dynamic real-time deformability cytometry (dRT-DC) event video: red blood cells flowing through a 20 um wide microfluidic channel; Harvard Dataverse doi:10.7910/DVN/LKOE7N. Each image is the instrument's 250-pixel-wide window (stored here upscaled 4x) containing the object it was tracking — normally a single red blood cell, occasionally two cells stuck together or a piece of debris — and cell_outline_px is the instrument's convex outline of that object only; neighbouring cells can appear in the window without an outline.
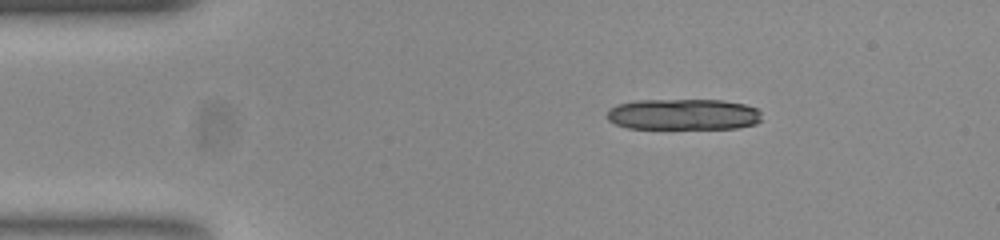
{"species": "common noctule bat (a hibernating species)", "species_latin": "Nyctalus noctula", "temperature_condition": "room temperature", "stored_images_in_passage": 10, "camera_frame_rate_fps": 3000, "um_per_image_px": 0.085, "animal": {"sex": "female", "body_mass_g": 23.0, "forearm_length_mm": 53.4}, "frame": {"image": 1, "passage_image": 1, "time_ms": 0.0, "image_size_px": [1000, 240], "cell_outline_px": [[760, 120], [756, 124], [736, 128], [628, 128], [616, 124], [608, 120], [608, 108], [616, 104], [636, 100], [724, 100], [744, 104], [756, 108], [760, 112]], "centroid_in_image_um": [58.07, 9.71], "position_along_channel_um": 26.9, "area_um2": 28.03}}